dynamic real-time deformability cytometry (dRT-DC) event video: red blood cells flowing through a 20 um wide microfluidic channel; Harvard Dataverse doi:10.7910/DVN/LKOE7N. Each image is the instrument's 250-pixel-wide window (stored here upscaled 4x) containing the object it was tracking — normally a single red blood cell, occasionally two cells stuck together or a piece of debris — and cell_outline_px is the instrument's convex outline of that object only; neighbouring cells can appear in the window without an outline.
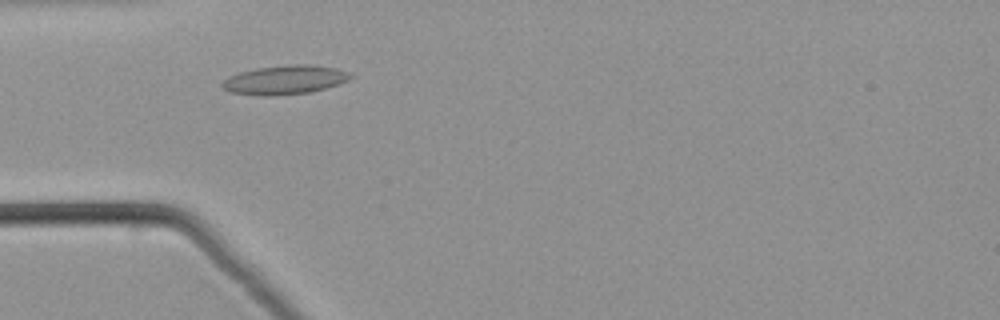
{"species": "common noctule bat (a hibernating species)", "species_latin": "Nyctalus noctula", "temperature_condition": "warm", "stored_images_in_passage": 45, "camera_frame_rate_fps": 3000, "um_per_image_px": 0.085, "animal": {"sex": "male", "body_mass_g": 21.5, "forearm_length_mm": 52.0}, "frame": {"image": 1, "passage_image": 10, "time_ms": 3.0, "image_size_px": [1000, 320], "cell_outline_px": [[352, 76], [348, 80], [340, 84], [312, 92], [272, 96], [264, 96], [228, 92], [220, 84], [228, 76], [240, 72], [256, 68], [292, 64], [308, 64], [336, 68], [348, 72]], "centroid_in_image_um": [24.2, 6.79], "position_along_channel_um": 60.8, "area_um2": 21.79}}
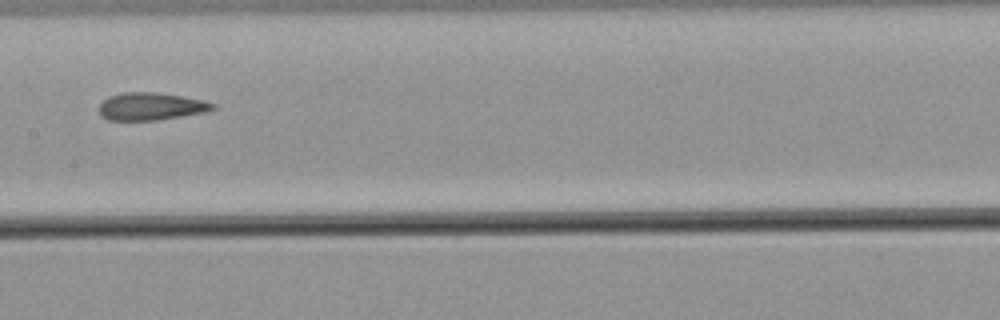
{"frame": {"image": 2, "passage_image": 20, "time_ms": 6.333, "image_size_px": [1000, 320], "cell_outline_px": [[216, 108], [204, 112], [156, 120], [108, 120], [100, 116], [96, 108], [108, 96], [120, 92], [152, 92], [180, 96], [204, 100], [216, 104]], "centroid_in_image_um": [12.76, 9.04], "position_along_channel_um": 194.6, "area_um2": 18.32}}
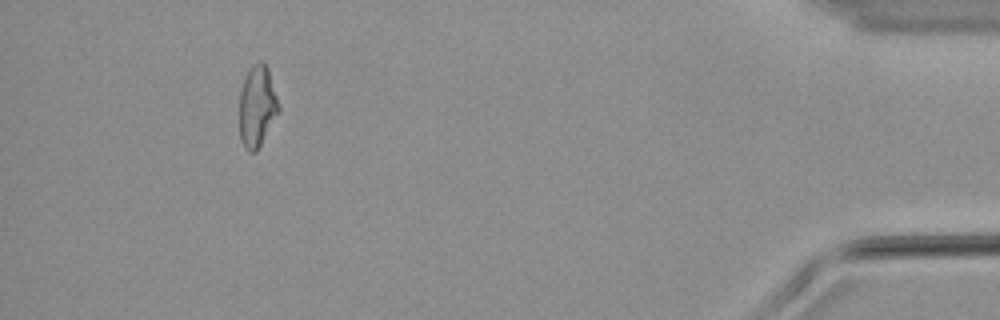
{"frame": {"image": 3, "passage_image": 41, "time_ms": 13.333, "image_size_px": [1000, 320], "cell_outline_px": [[280, 112], [256, 152], [248, 152], [244, 148], [240, 140], [240, 92], [244, 76], [248, 68], [252, 64], [260, 60], [264, 60], [268, 68], [280, 108]], "centroid_in_image_um": [21.85, 9.01], "position_along_channel_um": 413.3, "area_um2": 18.96}}